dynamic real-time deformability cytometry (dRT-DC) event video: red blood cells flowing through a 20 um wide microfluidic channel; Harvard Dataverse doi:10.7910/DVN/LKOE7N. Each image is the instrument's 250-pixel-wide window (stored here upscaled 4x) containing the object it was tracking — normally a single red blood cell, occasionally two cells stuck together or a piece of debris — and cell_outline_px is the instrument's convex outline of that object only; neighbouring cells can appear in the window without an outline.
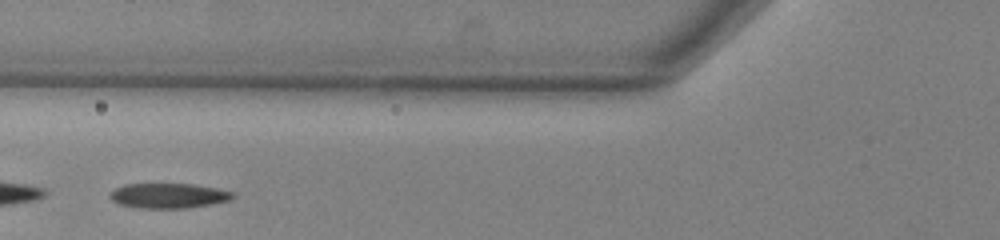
{"species": "common noctule bat (a hibernating species)", "species_latin": "Nyctalus noctula", "temperature_condition": "warm", "stored_images_in_passage": 29, "camera_frame_rate_fps": 3000, "um_per_image_px": 0.085, "animal": {"sex": "male", "body_mass_g": 13.0, "forearm_length_mm": 53.1}, "frame": {"image": 1, "passage_image": 5, "time_ms": 1.333, "image_size_px": [1000, 240], "cell_outline_px": [[236, 196], [232, 200], [212, 204], [184, 208], [140, 208], [116, 204], [108, 196], [108, 192], [124, 184], [192, 184], [216, 188], [236, 192]], "centroid_in_image_um": [14.32, 16.63], "position_along_channel_um": 111.5, "area_um2": 18.15}}
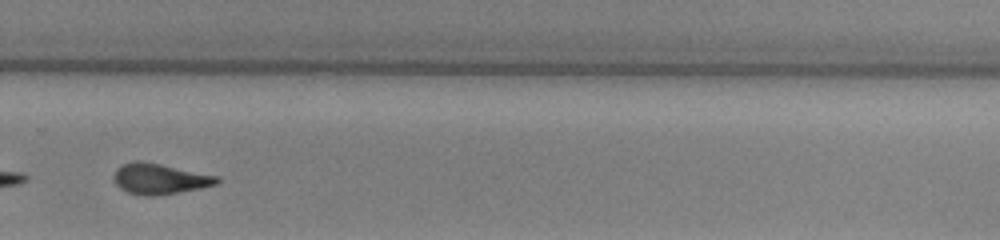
{"frame": {"image": 2, "passage_image": 21, "time_ms": 6.667, "image_size_px": [1000, 240], "cell_outline_px": [[220, 180], [216, 184], [200, 188], [152, 196], [144, 196], [128, 192], [120, 188], [116, 184], [112, 176], [116, 168], [124, 164], [136, 160], [160, 164], [220, 176]], "centroid_in_image_um": [13.55, 15.19], "position_along_channel_um": 316.2, "area_um2": 18.26}, "authors_computed_cell_mechanics": {"area_um2": 18.3804, "velocity_mm_per_s": 3.8493, "shape_relaxation_time_tau1_ms": 4.7989, "shape_relaxation_time_tau2_ms": 3.2886, "deformation_change_tau1": 0.1607, "deformation_change_tau2": 0.1144}}